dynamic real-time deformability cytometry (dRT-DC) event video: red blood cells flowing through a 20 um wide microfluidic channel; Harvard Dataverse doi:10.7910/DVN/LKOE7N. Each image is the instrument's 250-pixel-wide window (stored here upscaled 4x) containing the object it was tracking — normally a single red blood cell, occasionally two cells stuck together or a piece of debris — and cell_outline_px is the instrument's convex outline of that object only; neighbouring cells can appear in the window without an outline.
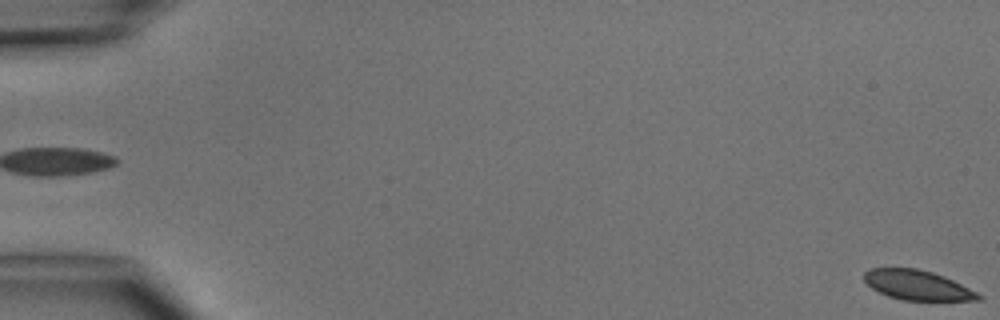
{"species": "common noctule bat (a hibernating species)", "species_latin": "Nyctalus noctula", "temperature_condition": "cold", "stored_images_in_passage": 4, "segment_of_instrument_passage": [2, 2], "camera_frame_rate_fps": 3000, "um_per_image_px": 0.085, "animal": {"sex": "male", "body_mass_g": 15.6}, "frame": {"image": 1, "passage_image": 4, "time_ms": 4.333, "image_size_px": [1000, 320], "cell_outline_px": [[984, 296], [980, 300], [900, 300], [888, 296], [872, 288], [864, 280], [864, 272], [868, 268], [916, 268], [932, 272], [944, 276]], "centroid_in_image_um": [77.95, 24.23], "position_along_channel_um": 7.0, "area_um2": 19.65}}